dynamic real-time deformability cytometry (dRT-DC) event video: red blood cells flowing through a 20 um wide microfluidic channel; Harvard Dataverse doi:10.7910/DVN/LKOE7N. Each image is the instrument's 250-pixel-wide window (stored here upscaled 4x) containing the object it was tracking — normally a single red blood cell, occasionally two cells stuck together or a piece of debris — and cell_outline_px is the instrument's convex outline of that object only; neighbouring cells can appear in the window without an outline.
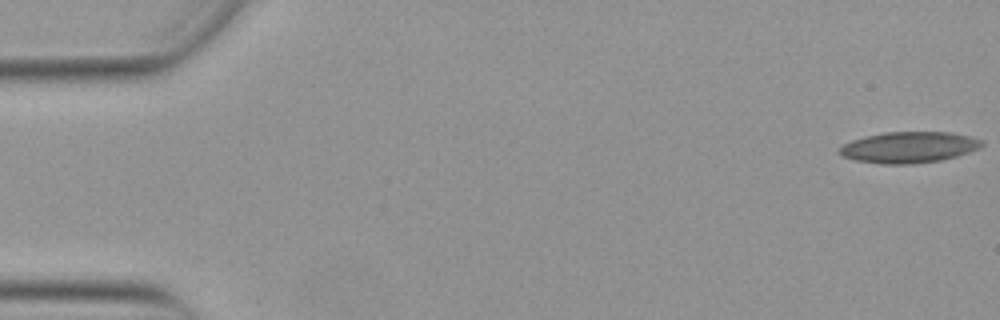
{"species": "Egyptian fruit bat (a non-hibernating species)", "species_latin": "Rousettus aegyptiacus", "temperature_condition": "warm", "stored_images_in_passage": 9, "camera_frame_rate_fps": 3000, "um_per_image_px": 0.085, "animal": {"sex": "female"}, "frame": {"image": 1, "passage_image": 1, "time_ms": 0.0, "image_size_px": [1000, 320], "cell_outline_px": [[984, 144], [980, 148], [956, 156], [940, 160], [912, 164], [880, 164], [856, 160], [844, 156], [836, 152], [844, 144], [852, 140], [864, 136], [884, 132], [948, 132], [968, 136], [984, 140]], "centroid_in_image_um": [77.25, 12.52], "position_along_channel_um": 7.7, "area_um2": 25.78}}